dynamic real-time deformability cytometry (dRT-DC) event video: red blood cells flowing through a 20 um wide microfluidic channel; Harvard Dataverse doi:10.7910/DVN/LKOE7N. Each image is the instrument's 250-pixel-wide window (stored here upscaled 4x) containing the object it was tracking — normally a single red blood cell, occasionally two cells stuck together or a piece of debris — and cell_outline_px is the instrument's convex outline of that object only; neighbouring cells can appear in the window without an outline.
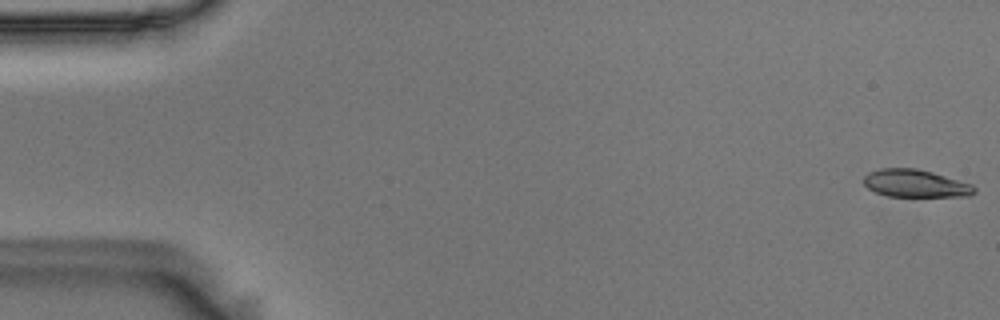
{"species": "Egyptian fruit bat (a non-hibernating species)", "species_latin": "Rousettus aegyptiacus", "temperature_condition": "room temperature", "stored_images_in_passage": 56, "camera_frame_rate_fps": 3000, "um_per_image_px": 0.085, "animal": {"sex": "male"}, "frame": {"image": 1, "passage_image": 1, "time_ms": 0.0, "image_size_px": [1000, 320], "cell_outline_px": [[976, 192], [968, 196], [888, 196], [876, 192], [868, 188], [864, 184], [864, 176], [868, 172], [880, 168], [916, 168], [932, 172], [972, 184], [976, 188]], "centroid_in_image_um": [77.8, 15.58], "position_along_channel_um": 7.2, "area_um2": 17.74}}
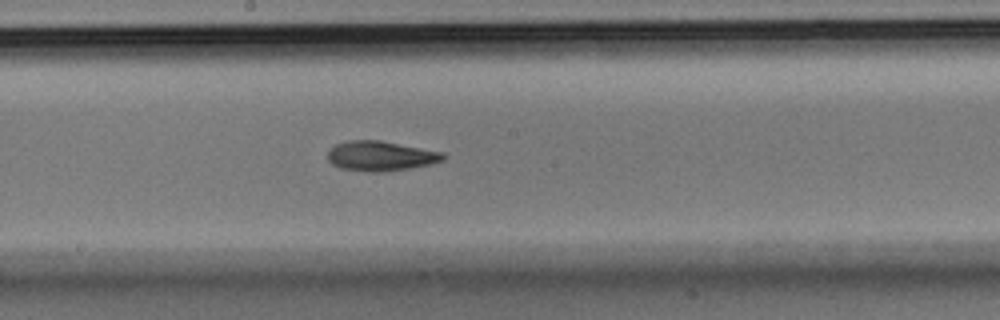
{"frame": {"image": 2, "passage_image": 30, "time_ms": 9.667, "image_size_px": [1000, 320], "cell_outline_px": [[448, 156], [444, 160], [432, 164], [384, 172], [368, 172], [340, 168], [332, 164], [328, 160], [328, 152], [336, 144], [348, 140], [380, 140], [444, 152]], "centroid_in_image_um": [32.39, 13.26], "position_along_channel_um": 215.8, "area_um2": 20.23}}
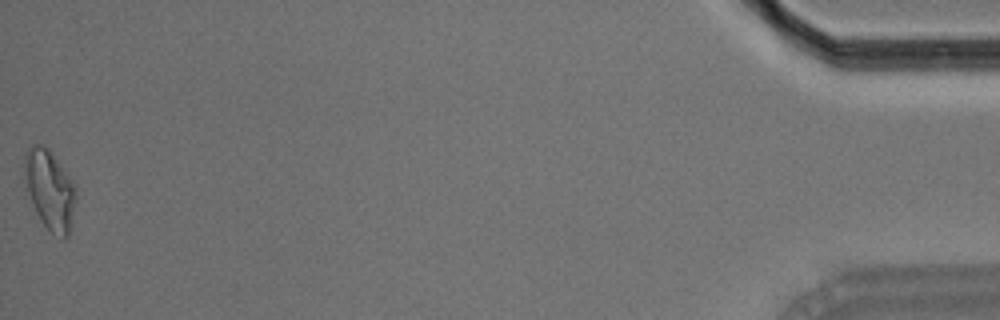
{"frame": {"image": 3, "passage_image": 56, "time_ms": 18.333, "image_size_px": [1000, 320], "cell_outline_px": [[76, 200], [72, 220], [68, 236], [60, 240], [44, 224], [36, 212], [24, 188], [24, 156], [32, 144], [40, 144], [48, 148], [76, 184]], "centroid_in_image_um": [4.23, 16.13], "position_along_channel_um": 431.0, "area_um2": 24.16}, "authors_computed_cell_mechanics": {"area_um2": 19.363, "velocity_mm_per_s": 3.6059, "shape_relaxation_time_tau1_ms": 6.2632, "shape_relaxation_time_tau2_ms": 4.1222, "deformation_change_tau1": 0.1647, "deformation_change_tau2": 0.1166}}